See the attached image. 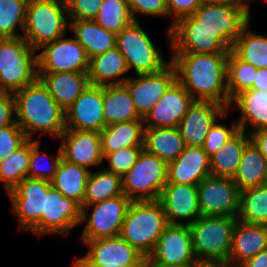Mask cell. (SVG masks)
<instances>
[{
  "instance_id": "obj_1",
  "label": "cell",
  "mask_w": 267,
  "mask_h": 267,
  "mask_svg": "<svg viewBox=\"0 0 267 267\" xmlns=\"http://www.w3.org/2000/svg\"><path fill=\"white\" fill-rule=\"evenodd\" d=\"M229 53H173L176 79L194 100L211 101L229 108L227 60Z\"/></svg>"
},
{
  "instance_id": "obj_2",
  "label": "cell",
  "mask_w": 267,
  "mask_h": 267,
  "mask_svg": "<svg viewBox=\"0 0 267 267\" xmlns=\"http://www.w3.org/2000/svg\"><path fill=\"white\" fill-rule=\"evenodd\" d=\"M16 101V122L28 139L34 132L51 134L59 139L66 130L65 111L50 95L47 87L38 78L13 93Z\"/></svg>"
},
{
  "instance_id": "obj_3",
  "label": "cell",
  "mask_w": 267,
  "mask_h": 267,
  "mask_svg": "<svg viewBox=\"0 0 267 267\" xmlns=\"http://www.w3.org/2000/svg\"><path fill=\"white\" fill-rule=\"evenodd\" d=\"M167 225L159 200L132 201L120 236L147 259Z\"/></svg>"
},
{
  "instance_id": "obj_4",
  "label": "cell",
  "mask_w": 267,
  "mask_h": 267,
  "mask_svg": "<svg viewBox=\"0 0 267 267\" xmlns=\"http://www.w3.org/2000/svg\"><path fill=\"white\" fill-rule=\"evenodd\" d=\"M237 217L200 216L189 225L198 262L227 265Z\"/></svg>"
},
{
  "instance_id": "obj_5",
  "label": "cell",
  "mask_w": 267,
  "mask_h": 267,
  "mask_svg": "<svg viewBox=\"0 0 267 267\" xmlns=\"http://www.w3.org/2000/svg\"><path fill=\"white\" fill-rule=\"evenodd\" d=\"M69 16L65 0H29L23 38L38 51L66 35Z\"/></svg>"
},
{
  "instance_id": "obj_6",
  "label": "cell",
  "mask_w": 267,
  "mask_h": 267,
  "mask_svg": "<svg viewBox=\"0 0 267 267\" xmlns=\"http://www.w3.org/2000/svg\"><path fill=\"white\" fill-rule=\"evenodd\" d=\"M35 52L23 37L0 38V92L14 93L38 79Z\"/></svg>"
},
{
  "instance_id": "obj_7",
  "label": "cell",
  "mask_w": 267,
  "mask_h": 267,
  "mask_svg": "<svg viewBox=\"0 0 267 267\" xmlns=\"http://www.w3.org/2000/svg\"><path fill=\"white\" fill-rule=\"evenodd\" d=\"M168 165L144 149L136 163L122 176L123 194L131 201L159 200L167 183Z\"/></svg>"
},
{
  "instance_id": "obj_8",
  "label": "cell",
  "mask_w": 267,
  "mask_h": 267,
  "mask_svg": "<svg viewBox=\"0 0 267 267\" xmlns=\"http://www.w3.org/2000/svg\"><path fill=\"white\" fill-rule=\"evenodd\" d=\"M116 48L124 56L128 70H134L136 75L160 72L171 63L164 60L138 21L116 34Z\"/></svg>"
},
{
  "instance_id": "obj_9",
  "label": "cell",
  "mask_w": 267,
  "mask_h": 267,
  "mask_svg": "<svg viewBox=\"0 0 267 267\" xmlns=\"http://www.w3.org/2000/svg\"><path fill=\"white\" fill-rule=\"evenodd\" d=\"M131 202L123 194L91 205H83L80 224L85 222L86 225L80 239L95 240L120 236L122 224ZM90 208L93 210L88 215L87 212Z\"/></svg>"
},
{
  "instance_id": "obj_10",
  "label": "cell",
  "mask_w": 267,
  "mask_h": 267,
  "mask_svg": "<svg viewBox=\"0 0 267 267\" xmlns=\"http://www.w3.org/2000/svg\"><path fill=\"white\" fill-rule=\"evenodd\" d=\"M198 263L188 225L168 224L145 266L192 267Z\"/></svg>"
},
{
  "instance_id": "obj_11",
  "label": "cell",
  "mask_w": 267,
  "mask_h": 267,
  "mask_svg": "<svg viewBox=\"0 0 267 267\" xmlns=\"http://www.w3.org/2000/svg\"><path fill=\"white\" fill-rule=\"evenodd\" d=\"M81 241L89 251L73 266L145 267L146 258L121 236Z\"/></svg>"
},
{
  "instance_id": "obj_12",
  "label": "cell",
  "mask_w": 267,
  "mask_h": 267,
  "mask_svg": "<svg viewBox=\"0 0 267 267\" xmlns=\"http://www.w3.org/2000/svg\"><path fill=\"white\" fill-rule=\"evenodd\" d=\"M65 36L38 49V73H88L90 59L85 49L74 37Z\"/></svg>"
},
{
  "instance_id": "obj_13",
  "label": "cell",
  "mask_w": 267,
  "mask_h": 267,
  "mask_svg": "<svg viewBox=\"0 0 267 267\" xmlns=\"http://www.w3.org/2000/svg\"><path fill=\"white\" fill-rule=\"evenodd\" d=\"M51 188V181L26 177L8 192L20 230L30 232L40 222L45 212V195Z\"/></svg>"
},
{
  "instance_id": "obj_14",
  "label": "cell",
  "mask_w": 267,
  "mask_h": 267,
  "mask_svg": "<svg viewBox=\"0 0 267 267\" xmlns=\"http://www.w3.org/2000/svg\"><path fill=\"white\" fill-rule=\"evenodd\" d=\"M250 15L239 5L202 4L192 16L196 19V28L217 33L232 48L243 28L250 23Z\"/></svg>"
},
{
  "instance_id": "obj_15",
  "label": "cell",
  "mask_w": 267,
  "mask_h": 267,
  "mask_svg": "<svg viewBox=\"0 0 267 267\" xmlns=\"http://www.w3.org/2000/svg\"><path fill=\"white\" fill-rule=\"evenodd\" d=\"M197 188L201 216H238L240 190L232 178L211 175Z\"/></svg>"
},
{
  "instance_id": "obj_16",
  "label": "cell",
  "mask_w": 267,
  "mask_h": 267,
  "mask_svg": "<svg viewBox=\"0 0 267 267\" xmlns=\"http://www.w3.org/2000/svg\"><path fill=\"white\" fill-rule=\"evenodd\" d=\"M170 48L173 53L194 54L229 53L231 50L217 33L206 28H196L193 16L182 18L172 26Z\"/></svg>"
},
{
  "instance_id": "obj_17",
  "label": "cell",
  "mask_w": 267,
  "mask_h": 267,
  "mask_svg": "<svg viewBox=\"0 0 267 267\" xmlns=\"http://www.w3.org/2000/svg\"><path fill=\"white\" fill-rule=\"evenodd\" d=\"M81 215L82 208L77 202L52 187L45 195V212L31 232L38 236L50 233L67 235L81 223Z\"/></svg>"
},
{
  "instance_id": "obj_18",
  "label": "cell",
  "mask_w": 267,
  "mask_h": 267,
  "mask_svg": "<svg viewBox=\"0 0 267 267\" xmlns=\"http://www.w3.org/2000/svg\"><path fill=\"white\" fill-rule=\"evenodd\" d=\"M228 110V107L216 102L194 100L178 125L185 145L202 147L217 119L225 117Z\"/></svg>"
},
{
  "instance_id": "obj_19",
  "label": "cell",
  "mask_w": 267,
  "mask_h": 267,
  "mask_svg": "<svg viewBox=\"0 0 267 267\" xmlns=\"http://www.w3.org/2000/svg\"><path fill=\"white\" fill-rule=\"evenodd\" d=\"M176 80L175 67L170 63L162 71L130 77L125 85L131 94L138 115L144 119L170 85Z\"/></svg>"
},
{
  "instance_id": "obj_20",
  "label": "cell",
  "mask_w": 267,
  "mask_h": 267,
  "mask_svg": "<svg viewBox=\"0 0 267 267\" xmlns=\"http://www.w3.org/2000/svg\"><path fill=\"white\" fill-rule=\"evenodd\" d=\"M193 102L176 79L143 119L144 128L178 127Z\"/></svg>"
},
{
  "instance_id": "obj_21",
  "label": "cell",
  "mask_w": 267,
  "mask_h": 267,
  "mask_svg": "<svg viewBox=\"0 0 267 267\" xmlns=\"http://www.w3.org/2000/svg\"><path fill=\"white\" fill-rule=\"evenodd\" d=\"M103 119V86L89 85L65 111V127L72 130L101 132Z\"/></svg>"
},
{
  "instance_id": "obj_22",
  "label": "cell",
  "mask_w": 267,
  "mask_h": 267,
  "mask_svg": "<svg viewBox=\"0 0 267 267\" xmlns=\"http://www.w3.org/2000/svg\"><path fill=\"white\" fill-rule=\"evenodd\" d=\"M59 139L64 160L88 171L104 162L100 132L66 129Z\"/></svg>"
},
{
  "instance_id": "obj_23",
  "label": "cell",
  "mask_w": 267,
  "mask_h": 267,
  "mask_svg": "<svg viewBox=\"0 0 267 267\" xmlns=\"http://www.w3.org/2000/svg\"><path fill=\"white\" fill-rule=\"evenodd\" d=\"M159 202L163 206L168 224L189 226L201 216L197 185L166 183ZM186 219L189 221L183 222Z\"/></svg>"
},
{
  "instance_id": "obj_24",
  "label": "cell",
  "mask_w": 267,
  "mask_h": 267,
  "mask_svg": "<svg viewBox=\"0 0 267 267\" xmlns=\"http://www.w3.org/2000/svg\"><path fill=\"white\" fill-rule=\"evenodd\" d=\"M210 157L202 147H187L168 164L167 183L198 185L211 176Z\"/></svg>"
},
{
  "instance_id": "obj_25",
  "label": "cell",
  "mask_w": 267,
  "mask_h": 267,
  "mask_svg": "<svg viewBox=\"0 0 267 267\" xmlns=\"http://www.w3.org/2000/svg\"><path fill=\"white\" fill-rule=\"evenodd\" d=\"M265 249H267V225L248 224L237 219L227 266L239 267Z\"/></svg>"
},
{
  "instance_id": "obj_26",
  "label": "cell",
  "mask_w": 267,
  "mask_h": 267,
  "mask_svg": "<svg viewBox=\"0 0 267 267\" xmlns=\"http://www.w3.org/2000/svg\"><path fill=\"white\" fill-rule=\"evenodd\" d=\"M38 78L64 111L90 85L86 72L38 73Z\"/></svg>"
},
{
  "instance_id": "obj_27",
  "label": "cell",
  "mask_w": 267,
  "mask_h": 267,
  "mask_svg": "<svg viewBox=\"0 0 267 267\" xmlns=\"http://www.w3.org/2000/svg\"><path fill=\"white\" fill-rule=\"evenodd\" d=\"M235 106H234V105ZM236 107L240 117L236 120L240 130L246 132V127L251 128L249 135L256 130L267 127V91L248 89L236 95L230 107Z\"/></svg>"
},
{
  "instance_id": "obj_28",
  "label": "cell",
  "mask_w": 267,
  "mask_h": 267,
  "mask_svg": "<svg viewBox=\"0 0 267 267\" xmlns=\"http://www.w3.org/2000/svg\"><path fill=\"white\" fill-rule=\"evenodd\" d=\"M128 72L125 58L116 47L90 58L89 61L90 85L123 84L129 78L124 76Z\"/></svg>"
},
{
  "instance_id": "obj_29",
  "label": "cell",
  "mask_w": 267,
  "mask_h": 267,
  "mask_svg": "<svg viewBox=\"0 0 267 267\" xmlns=\"http://www.w3.org/2000/svg\"><path fill=\"white\" fill-rule=\"evenodd\" d=\"M103 119L106 126L143 120L138 115L128 87L124 83L103 86Z\"/></svg>"
},
{
  "instance_id": "obj_30",
  "label": "cell",
  "mask_w": 267,
  "mask_h": 267,
  "mask_svg": "<svg viewBox=\"0 0 267 267\" xmlns=\"http://www.w3.org/2000/svg\"><path fill=\"white\" fill-rule=\"evenodd\" d=\"M185 148L178 127L144 128L143 149L167 165L176 160Z\"/></svg>"
},
{
  "instance_id": "obj_31",
  "label": "cell",
  "mask_w": 267,
  "mask_h": 267,
  "mask_svg": "<svg viewBox=\"0 0 267 267\" xmlns=\"http://www.w3.org/2000/svg\"><path fill=\"white\" fill-rule=\"evenodd\" d=\"M69 28L89 59L116 47V33L104 29L94 20L69 19Z\"/></svg>"
},
{
  "instance_id": "obj_32",
  "label": "cell",
  "mask_w": 267,
  "mask_h": 267,
  "mask_svg": "<svg viewBox=\"0 0 267 267\" xmlns=\"http://www.w3.org/2000/svg\"><path fill=\"white\" fill-rule=\"evenodd\" d=\"M103 156L107 153L132 146H143V120L113 123L100 132Z\"/></svg>"
},
{
  "instance_id": "obj_33",
  "label": "cell",
  "mask_w": 267,
  "mask_h": 267,
  "mask_svg": "<svg viewBox=\"0 0 267 267\" xmlns=\"http://www.w3.org/2000/svg\"><path fill=\"white\" fill-rule=\"evenodd\" d=\"M89 173L87 169L62 158L51 185L63 196L74 200L82 207Z\"/></svg>"
},
{
  "instance_id": "obj_34",
  "label": "cell",
  "mask_w": 267,
  "mask_h": 267,
  "mask_svg": "<svg viewBox=\"0 0 267 267\" xmlns=\"http://www.w3.org/2000/svg\"><path fill=\"white\" fill-rule=\"evenodd\" d=\"M251 141L250 135L240 130L223 147L210 157L212 176L233 178L241 161L245 146Z\"/></svg>"
},
{
  "instance_id": "obj_35",
  "label": "cell",
  "mask_w": 267,
  "mask_h": 267,
  "mask_svg": "<svg viewBox=\"0 0 267 267\" xmlns=\"http://www.w3.org/2000/svg\"><path fill=\"white\" fill-rule=\"evenodd\" d=\"M267 160L250 141L244 148L238 169L232 178L240 191L265 183Z\"/></svg>"
},
{
  "instance_id": "obj_36",
  "label": "cell",
  "mask_w": 267,
  "mask_h": 267,
  "mask_svg": "<svg viewBox=\"0 0 267 267\" xmlns=\"http://www.w3.org/2000/svg\"><path fill=\"white\" fill-rule=\"evenodd\" d=\"M249 23L235 40L231 51L257 69L267 68V36L248 29Z\"/></svg>"
},
{
  "instance_id": "obj_37",
  "label": "cell",
  "mask_w": 267,
  "mask_h": 267,
  "mask_svg": "<svg viewBox=\"0 0 267 267\" xmlns=\"http://www.w3.org/2000/svg\"><path fill=\"white\" fill-rule=\"evenodd\" d=\"M120 195H123L121 176L104 168L94 173L90 171L83 205H91Z\"/></svg>"
},
{
  "instance_id": "obj_38",
  "label": "cell",
  "mask_w": 267,
  "mask_h": 267,
  "mask_svg": "<svg viewBox=\"0 0 267 267\" xmlns=\"http://www.w3.org/2000/svg\"><path fill=\"white\" fill-rule=\"evenodd\" d=\"M237 219L257 225H267V185L240 191V207Z\"/></svg>"
},
{
  "instance_id": "obj_39",
  "label": "cell",
  "mask_w": 267,
  "mask_h": 267,
  "mask_svg": "<svg viewBox=\"0 0 267 267\" xmlns=\"http://www.w3.org/2000/svg\"><path fill=\"white\" fill-rule=\"evenodd\" d=\"M31 156V139L0 162V182L7 193L28 177Z\"/></svg>"
},
{
  "instance_id": "obj_40",
  "label": "cell",
  "mask_w": 267,
  "mask_h": 267,
  "mask_svg": "<svg viewBox=\"0 0 267 267\" xmlns=\"http://www.w3.org/2000/svg\"><path fill=\"white\" fill-rule=\"evenodd\" d=\"M257 68L239 59L231 50L227 60V89L229 107L231 100L240 92L253 86Z\"/></svg>"
},
{
  "instance_id": "obj_41",
  "label": "cell",
  "mask_w": 267,
  "mask_h": 267,
  "mask_svg": "<svg viewBox=\"0 0 267 267\" xmlns=\"http://www.w3.org/2000/svg\"><path fill=\"white\" fill-rule=\"evenodd\" d=\"M94 21L106 30L119 33L134 22L127 0H103Z\"/></svg>"
},
{
  "instance_id": "obj_42",
  "label": "cell",
  "mask_w": 267,
  "mask_h": 267,
  "mask_svg": "<svg viewBox=\"0 0 267 267\" xmlns=\"http://www.w3.org/2000/svg\"><path fill=\"white\" fill-rule=\"evenodd\" d=\"M28 1L0 0V38L23 36ZM17 28L21 29V34L16 33Z\"/></svg>"
},
{
  "instance_id": "obj_43",
  "label": "cell",
  "mask_w": 267,
  "mask_h": 267,
  "mask_svg": "<svg viewBox=\"0 0 267 267\" xmlns=\"http://www.w3.org/2000/svg\"><path fill=\"white\" fill-rule=\"evenodd\" d=\"M40 142L41 141L39 139H31V156L28 177L51 181L62 159L61 148L59 146L57 155L53 158V156L50 157V155L41 153ZM41 160H43L42 163Z\"/></svg>"
},
{
  "instance_id": "obj_44",
  "label": "cell",
  "mask_w": 267,
  "mask_h": 267,
  "mask_svg": "<svg viewBox=\"0 0 267 267\" xmlns=\"http://www.w3.org/2000/svg\"><path fill=\"white\" fill-rule=\"evenodd\" d=\"M142 150L143 146H132L107 153L104 160L108 161L109 166L104 169L122 177L136 163Z\"/></svg>"
},
{
  "instance_id": "obj_45",
  "label": "cell",
  "mask_w": 267,
  "mask_h": 267,
  "mask_svg": "<svg viewBox=\"0 0 267 267\" xmlns=\"http://www.w3.org/2000/svg\"><path fill=\"white\" fill-rule=\"evenodd\" d=\"M231 125L232 126L229 128L226 125L216 122L210 129L202 145V149L209 157L223 147L227 141L240 131L239 125L236 121H233Z\"/></svg>"
},
{
  "instance_id": "obj_46",
  "label": "cell",
  "mask_w": 267,
  "mask_h": 267,
  "mask_svg": "<svg viewBox=\"0 0 267 267\" xmlns=\"http://www.w3.org/2000/svg\"><path fill=\"white\" fill-rule=\"evenodd\" d=\"M28 140L19 125L0 129V162L21 147Z\"/></svg>"
},
{
  "instance_id": "obj_47",
  "label": "cell",
  "mask_w": 267,
  "mask_h": 267,
  "mask_svg": "<svg viewBox=\"0 0 267 267\" xmlns=\"http://www.w3.org/2000/svg\"><path fill=\"white\" fill-rule=\"evenodd\" d=\"M69 19L94 20L103 0H65Z\"/></svg>"
},
{
  "instance_id": "obj_48",
  "label": "cell",
  "mask_w": 267,
  "mask_h": 267,
  "mask_svg": "<svg viewBox=\"0 0 267 267\" xmlns=\"http://www.w3.org/2000/svg\"><path fill=\"white\" fill-rule=\"evenodd\" d=\"M168 16L173 17L166 32L170 42V29L182 18L192 16L194 12L203 4L202 0H166Z\"/></svg>"
},
{
  "instance_id": "obj_49",
  "label": "cell",
  "mask_w": 267,
  "mask_h": 267,
  "mask_svg": "<svg viewBox=\"0 0 267 267\" xmlns=\"http://www.w3.org/2000/svg\"><path fill=\"white\" fill-rule=\"evenodd\" d=\"M134 21L136 15L167 16L168 9L166 0H127Z\"/></svg>"
},
{
  "instance_id": "obj_50",
  "label": "cell",
  "mask_w": 267,
  "mask_h": 267,
  "mask_svg": "<svg viewBox=\"0 0 267 267\" xmlns=\"http://www.w3.org/2000/svg\"><path fill=\"white\" fill-rule=\"evenodd\" d=\"M16 101L13 93L0 92V129L6 126L18 125L16 119Z\"/></svg>"
},
{
  "instance_id": "obj_51",
  "label": "cell",
  "mask_w": 267,
  "mask_h": 267,
  "mask_svg": "<svg viewBox=\"0 0 267 267\" xmlns=\"http://www.w3.org/2000/svg\"><path fill=\"white\" fill-rule=\"evenodd\" d=\"M250 139L267 160V127L251 133Z\"/></svg>"
},
{
  "instance_id": "obj_52",
  "label": "cell",
  "mask_w": 267,
  "mask_h": 267,
  "mask_svg": "<svg viewBox=\"0 0 267 267\" xmlns=\"http://www.w3.org/2000/svg\"><path fill=\"white\" fill-rule=\"evenodd\" d=\"M239 267H267V249L246 260Z\"/></svg>"
},
{
  "instance_id": "obj_53",
  "label": "cell",
  "mask_w": 267,
  "mask_h": 267,
  "mask_svg": "<svg viewBox=\"0 0 267 267\" xmlns=\"http://www.w3.org/2000/svg\"><path fill=\"white\" fill-rule=\"evenodd\" d=\"M252 90H266L267 91V68L257 69Z\"/></svg>"
},
{
  "instance_id": "obj_54",
  "label": "cell",
  "mask_w": 267,
  "mask_h": 267,
  "mask_svg": "<svg viewBox=\"0 0 267 267\" xmlns=\"http://www.w3.org/2000/svg\"><path fill=\"white\" fill-rule=\"evenodd\" d=\"M207 5H239L238 0H202Z\"/></svg>"
},
{
  "instance_id": "obj_55",
  "label": "cell",
  "mask_w": 267,
  "mask_h": 267,
  "mask_svg": "<svg viewBox=\"0 0 267 267\" xmlns=\"http://www.w3.org/2000/svg\"><path fill=\"white\" fill-rule=\"evenodd\" d=\"M192 267H228V266L222 263L198 262Z\"/></svg>"
},
{
  "instance_id": "obj_56",
  "label": "cell",
  "mask_w": 267,
  "mask_h": 267,
  "mask_svg": "<svg viewBox=\"0 0 267 267\" xmlns=\"http://www.w3.org/2000/svg\"><path fill=\"white\" fill-rule=\"evenodd\" d=\"M250 0H238L239 6L243 7L248 13H251Z\"/></svg>"
},
{
  "instance_id": "obj_57",
  "label": "cell",
  "mask_w": 267,
  "mask_h": 267,
  "mask_svg": "<svg viewBox=\"0 0 267 267\" xmlns=\"http://www.w3.org/2000/svg\"><path fill=\"white\" fill-rule=\"evenodd\" d=\"M73 267H120V266H73Z\"/></svg>"
},
{
  "instance_id": "obj_58",
  "label": "cell",
  "mask_w": 267,
  "mask_h": 267,
  "mask_svg": "<svg viewBox=\"0 0 267 267\" xmlns=\"http://www.w3.org/2000/svg\"><path fill=\"white\" fill-rule=\"evenodd\" d=\"M267 185V166H266V177H265V183Z\"/></svg>"
}]
</instances>
